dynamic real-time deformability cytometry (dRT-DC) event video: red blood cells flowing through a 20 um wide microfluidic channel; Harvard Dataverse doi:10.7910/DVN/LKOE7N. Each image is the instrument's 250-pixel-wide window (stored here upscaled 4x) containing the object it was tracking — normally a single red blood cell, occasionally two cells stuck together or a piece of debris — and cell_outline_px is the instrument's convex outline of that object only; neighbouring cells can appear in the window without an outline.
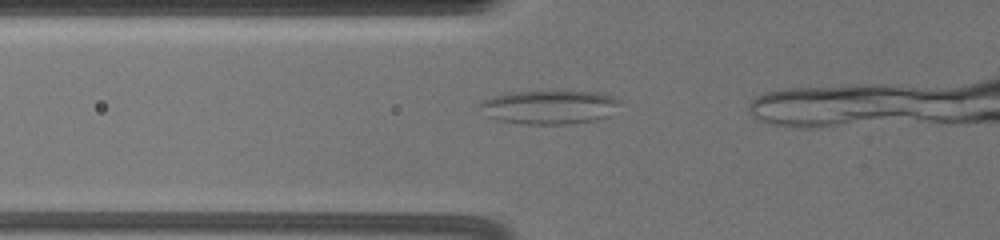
{"species": "common noctule bat (a hibernating species)", "species_latin": "Nyctalus noctula", "temperature_condition": "warm", "stored_images_in_passage": 13, "camera_frame_rate_fps": 3000, "um_per_image_px": 0.085, "animal": {"sex": "female", "body_mass_g": 19.5, "forearm_length_mm": 54.1}, "frame": {"image": 1, "passage_image": 4, "time_ms": 1.0, "image_size_px": [1000, 240], "cell_outline_px": [[620, 100], [612, 116], [596, 120], [572, 124], [520, 124], [496, 120], [484, 116], [476, 104], [484, 100], [496, 96], [512, 92], [568, 88], [604, 92]], "centroid_in_image_um": [46.73, 9.06], "position_along_channel_um": 79.1, "area_um2": 29.19}}
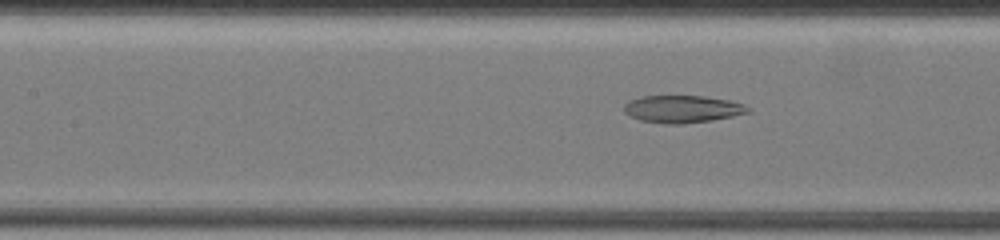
{"frame": {"image": 2, "passage_image": 10, "time_ms": 3.0, "image_size_px": [1000, 240], "cell_outline_px": [[752, 112], [712, 120], [684, 124], [664, 124], [640, 120], [628, 116], [624, 112], [624, 104], [640, 96], [704, 96], [728, 100], [744, 104], [752, 108]], "centroid_in_image_um": [58.02, 9.27], "position_along_channel_um": 149.4, "area_um2": 19.94}}